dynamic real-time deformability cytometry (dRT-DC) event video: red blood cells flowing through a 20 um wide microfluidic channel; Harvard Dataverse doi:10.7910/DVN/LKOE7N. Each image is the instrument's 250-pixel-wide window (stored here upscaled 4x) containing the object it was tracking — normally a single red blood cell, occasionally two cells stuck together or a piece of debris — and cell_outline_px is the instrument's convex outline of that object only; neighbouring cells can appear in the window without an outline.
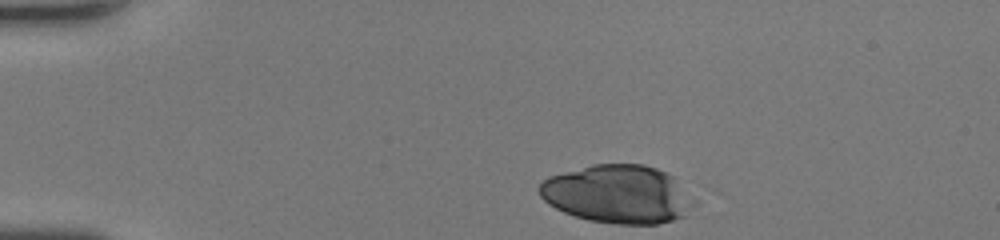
{"species": "human", "species_latin": "Homo sapiens", "temperature_condition": "room temperature", "stored_images_in_passage": 33, "camera_frame_rate_fps": 3000, "um_per_image_px": 0.085, "donor": {"sex": "female"}, "frame": {"image": 1, "passage_image": 1, "time_ms": 0.0, "image_size_px": [1000, 240], "cell_outline_px": [[700, 204], [688, 216], [656, 224], [616, 224], [588, 220], [564, 212], [548, 204], [540, 196], [536, 188], [548, 176], [592, 164], [644, 164], [656, 168], [672, 176]], "centroid_in_image_um": [52.56, 16.51], "position_along_channel_um": 32.4, "area_um2": 53.18}}